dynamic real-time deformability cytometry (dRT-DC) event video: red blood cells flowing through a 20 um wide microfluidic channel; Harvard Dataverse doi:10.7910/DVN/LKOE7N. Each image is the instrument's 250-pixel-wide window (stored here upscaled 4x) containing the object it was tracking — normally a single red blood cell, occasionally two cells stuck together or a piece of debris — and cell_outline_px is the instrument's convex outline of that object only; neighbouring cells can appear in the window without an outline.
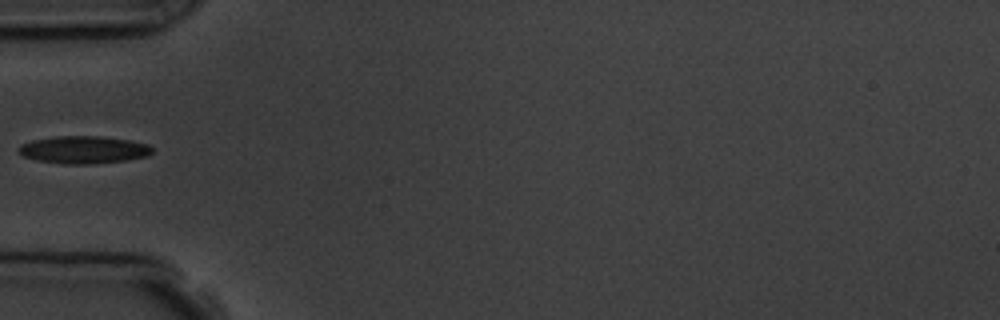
{"species": "common noctule bat (a hibernating species)", "species_latin": "Nyctalus noctula", "temperature_condition": "room temperature", "stored_images_in_passage": 4, "camera_frame_rate_fps": 3000, "um_per_image_px": 0.085, "animal": {"sex": "male", "body_mass_g": 19.5, "forearm_length_mm": 54.6}, "frame": {"image": 1, "passage_image": 4, "time_ms": 4.0, "image_size_px": [1000, 320], "cell_outline_px": [[152, 152], [148, 156], [124, 160], [88, 164], [64, 164], [36, 160], [24, 156], [16, 148], [20, 144], [32, 140], [56, 136], [100, 136], [128, 140], [148, 144], [152, 148]], "centroid_in_image_um": [7.07, 12.72], "position_along_channel_um": 77.9, "area_um2": 21.33}}